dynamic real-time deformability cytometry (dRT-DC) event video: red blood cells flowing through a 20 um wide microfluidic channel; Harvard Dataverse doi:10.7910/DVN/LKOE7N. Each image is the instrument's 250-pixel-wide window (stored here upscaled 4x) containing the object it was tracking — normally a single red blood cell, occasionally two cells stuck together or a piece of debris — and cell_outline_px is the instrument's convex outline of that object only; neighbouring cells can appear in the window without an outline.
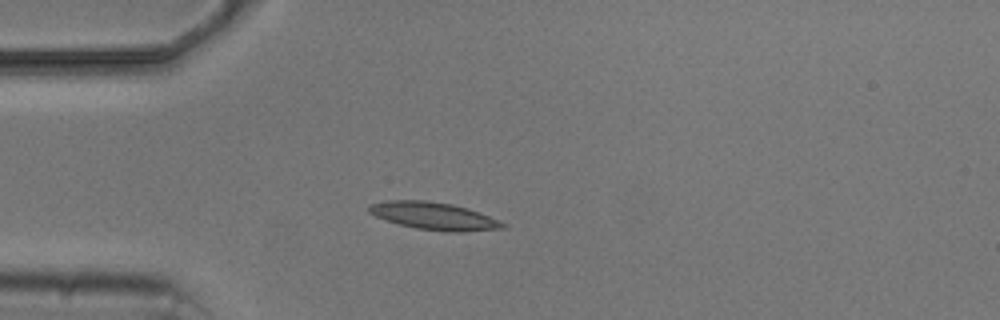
{"species": "common noctule bat (a hibernating species)", "species_latin": "Nyctalus noctula", "temperature_condition": "cold", "stored_images_in_passage": 4, "camera_frame_rate_fps": 3000, "um_per_image_px": 0.085, "animal": {"sex": "male", "body_mass_g": 20.5, "forearm_length_mm": 52.5}, "frame": {"image": 1, "passage_image": 3, "time_ms": 2.333, "image_size_px": [1000, 320], "cell_outline_px": [[508, 224], [504, 228], [464, 232], [448, 232], [416, 228], [400, 224], [376, 216], [368, 212], [368, 204], [388, 200], [424, 200], [452, 204], [500, 220]], "centroid_in_image_um": [36.88, 18.36], "position_along_channel_um": 48.1, "area_um2": 21.21}}